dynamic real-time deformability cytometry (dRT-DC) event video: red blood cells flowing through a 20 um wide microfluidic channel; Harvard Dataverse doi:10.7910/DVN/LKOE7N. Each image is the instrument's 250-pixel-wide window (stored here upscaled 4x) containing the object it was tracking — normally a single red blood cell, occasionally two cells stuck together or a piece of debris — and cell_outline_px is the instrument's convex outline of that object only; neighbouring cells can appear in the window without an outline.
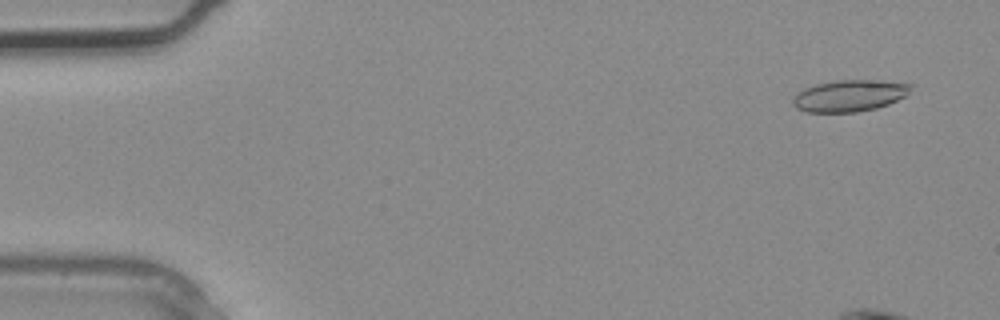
{"species": "common noctule bat (a hibernating species)", "species_latin": "Nyctalus noctula", "temperature_condition": "warm", "stored_images_in_passage": 4, "camera_frame_rate_fps": 3000, "um_per_image_px": 0.085, "animal": {"sex": "male", "body_mass_g": 20.4}, "frame": {"image": 1, "passage_image": 1, "time_ms": 0.0, "image_size_px": [1000, 320], "cell_outline_px": [[912, 84], [908, 92], [904, 96], [888, 104], [876, 108], [856, 112], [808, 112], [796, 108], [792, 104], [792, 96], [804, 88], [816, 84], [836, 80], [876, 80]], "centroid_in_image_um": [72.14, 8.13], "position_along_channel_um": 12.9, "area_um2": 21.62}}